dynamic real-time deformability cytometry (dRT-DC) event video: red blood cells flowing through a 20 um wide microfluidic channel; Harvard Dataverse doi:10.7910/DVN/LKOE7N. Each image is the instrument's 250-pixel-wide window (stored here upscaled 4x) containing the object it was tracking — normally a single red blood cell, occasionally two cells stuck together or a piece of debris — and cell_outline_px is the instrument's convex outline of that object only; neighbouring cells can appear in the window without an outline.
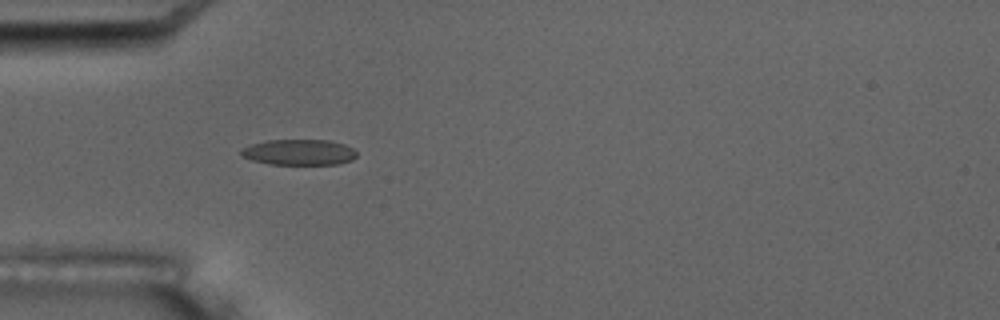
{"species": "common noctule bat (a hibernating species)", "species_latin": "Nyctalus noctula", "temperature_condition": "room temperature", "stored_images_in_passage": 8, "camera_frame_rate_fps": 3000, "um_per_image_px": 0.085, "animal": {"sex": "male", "body_mass_g": 17.5, "forearm_length_mm": 52.3}, "frame": {"image": 1, "passage_image": 6, "time_ms": 5.667, "image_size_px": [1000, 320], "cell_outline_px": [[356, 156], [352, 160], [336, 164], [268, 164], [252, 160], [240, 156], [240, 148], [248, 144], [268, 140], [328, 140], [344, 144], [352, 148], [356, 152]], "centroid_in_image_um": [25.35, 12.93], "position_along_channel_um": 59.7, "area_um2": 17.46}}